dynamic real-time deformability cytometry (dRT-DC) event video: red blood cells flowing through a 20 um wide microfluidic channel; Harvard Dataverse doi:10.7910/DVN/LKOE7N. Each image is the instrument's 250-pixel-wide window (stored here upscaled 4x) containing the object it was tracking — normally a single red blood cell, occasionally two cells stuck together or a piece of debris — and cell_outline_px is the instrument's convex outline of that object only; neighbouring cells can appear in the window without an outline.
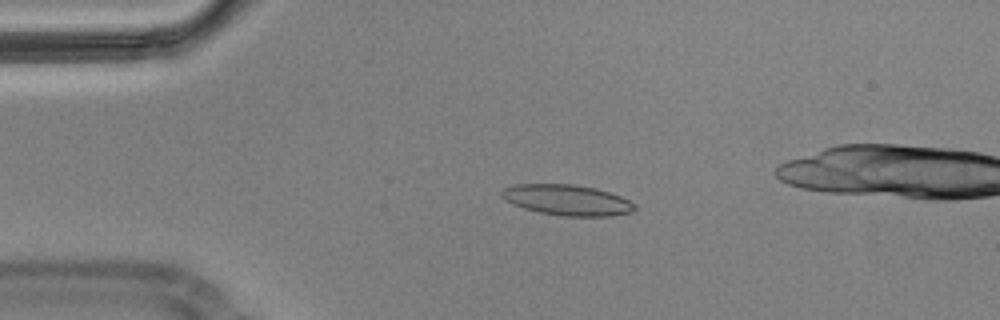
{"species": "Egyptian fruit bat (a non-hibernating species)", "species_latin": "Rousettus aegyptiacus", "temperature_condition": "cold", "stored_images_in_passage": 6, "camera_frame_rate_fps": 3000, "um_per_image_px": 0.085, "animal": {"sex": "male"}, "frame": {"image": 1, "passage_image": 4, "time_ms": 1.0, "image_size_px": [1000, 320], "cell_outline_px": [[636, 208], [632, 212], [612, 216], [564, 216], [540, 212], [524, 208], [512, 204], [504, 200], [500, 196], [500, 192], [504, 188], [516, 184], [576, 184], [596, 188], [620, 196], [636, 204]], "centroid_in_image_um": [48.2, 17.0], "position_along_channel_um": 36.8, "area_um2": 23.87}}